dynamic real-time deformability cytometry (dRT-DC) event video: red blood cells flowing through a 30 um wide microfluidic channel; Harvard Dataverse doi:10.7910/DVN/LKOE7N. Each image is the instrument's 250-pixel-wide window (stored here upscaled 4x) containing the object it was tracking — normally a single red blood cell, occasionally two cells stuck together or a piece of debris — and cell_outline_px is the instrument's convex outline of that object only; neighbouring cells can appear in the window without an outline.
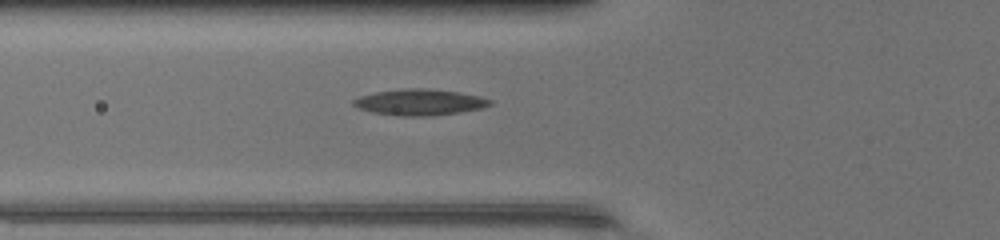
{"species": "common noctule bat (a hibernating species)", "species_latin": "Nyctalus noctula", "temperature_condition": "warm", "stored_images_in_passage": 37, "camera_frame_rate_fps": 3000, "um_per_image_px": 0.085, "animal": {"sex": "female", "body_mass_g": 17.0, "forearm_length_mm": 48.0}, "frame": {"image": 1, "passage_image": 7, "time_ms": 2.0, "image_size_px": [1000, 240], "cell_outline_px": [[492, 104], [480, 108], [432, 116], [400, 116], [372, 112], [360, 108], [352, 104], [352, 100], [360, 96], [376, 92], [404, 88], [424, 88], [456, 92], [480, 96], [492, 100]], "centroid_in_image_um": [35.64, 8.68], "position_along_channel_um": 90.2, "area_um2": 20.52}}
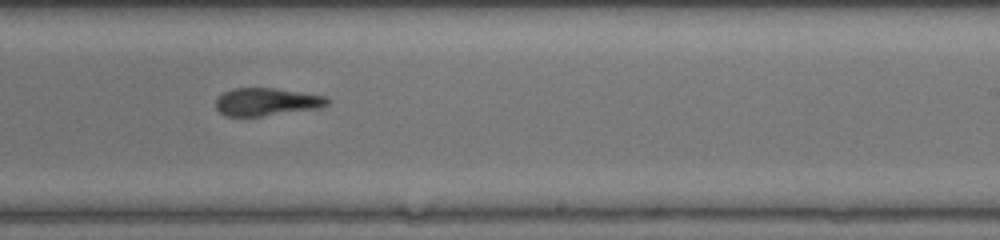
{"frame": {"image": 2, "passage_image": 19, "time_ms": 6.0, "image_size_px": [1000, 240], "cell_outline_px": [[332, 100], [328, 104], [320, 108], [260, 116], [224, 116], [216, 108], [216, 100], [224, 92], [232, 88], [272, 88], [328, 96]], "centroid_in_image_um": [22.69, 8.65], "position_along_channel_um": 266.3, "area_um2": 18.03}}
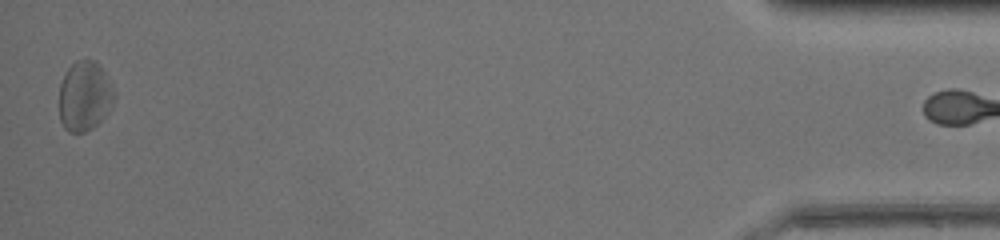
{"frame": {"image": 3, "passage_image": 36, "time_ms": 11.667, "image_size_px": [1000, 240], "cell_outline_px": [[116, 92], [112, 104], [108, 112], [92, 128], [84, 132], [68, 132], [64, 128], [60, 120], [60, 84], [68, 68], [76, 60], [92, 60], [104, 72]], "centroid_in_image_um": [7.19, 8.19], "position_along_channel_um": 428.0, "area_um2": 22.08}}